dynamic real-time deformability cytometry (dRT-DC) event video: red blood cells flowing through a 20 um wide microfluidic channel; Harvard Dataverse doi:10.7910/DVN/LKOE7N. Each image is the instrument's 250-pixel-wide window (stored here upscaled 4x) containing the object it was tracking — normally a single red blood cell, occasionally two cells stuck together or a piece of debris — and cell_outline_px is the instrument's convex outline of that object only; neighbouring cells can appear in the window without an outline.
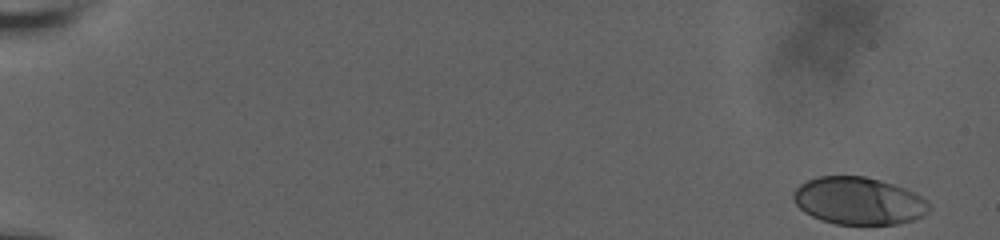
{"species": "human", "species_latin": "Homo sapiens", "temperature_condition": "room temperature", "stored_images_in_passage": 53, "camera_frame_rate_fps": 3000, "um_per_image_px": 0.085, "donor": {"sex": "male"}, "frame": {"image": 1, "passage_image": 1, "time_ms": 0.0, "image_size_px": [1000, 240], "cell_outline_px": [[932, 208], [928, 212], [912, 220], [896, 224], [836, 224], [820, 220], [804, 212], [796, 204], [792, 196], [792, 192], [800, 184], [816, 176], [864, 176], [880, 180], [904, 188], [928, 200]], "centroid_in_image_um": [72.96, 17.07], "position_along_channel_um": 12.0, "area_um2": 37.51}}
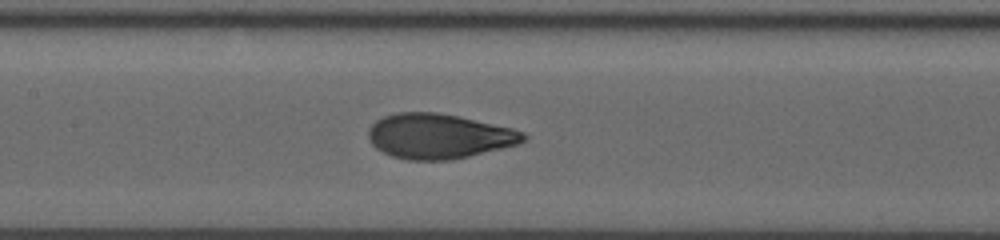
{"frame": {"image": 2, "passage_image": 30, "time_ms": 9.667, "image_size_px": [1000, 240], "cell_outline_px": [[528, 136], [520, 144], [468, 156], [448, 160], [408, 160], [392, 156], [376, 148], [372, 144], [368, 136], [368, 128], [376, 120], [384, 116], [396, 112], [440, 112], [460, 116], [512, 128], [524, 132]], "centroid_in_image_um": [37.3, 11.56], "position_along_channel_um": 170.1, "area_um2": 40.69}}
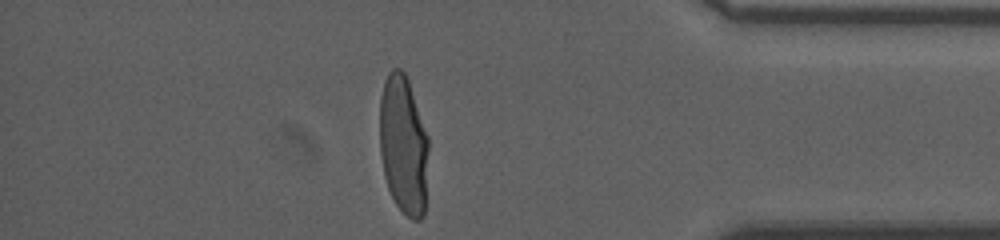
{"frame": {"image": 3, "passage_image": 51, "time_ms": 16.667, "image_size_px": [1000, 240], "cell_outline_px": [[428, 148], [424, 216], [420, 220], [412, 220], [396, 204], [388, 188], [384, 176], [380, 156], [380, 96], [384, 80], [388, 72], [392, 68], [400, 68], [404, 72], [408, 80], [428, 136]], "centroid_in_image_um": [34.28, 12.31], "position_along_channel_um": 400.9, "area_um2": 39.65}, "authors_computed_cell_mechanics": {"area_um2": 39.593, "velocity_mm_per_s": 3.6568, "shape_relaxation_time_tau1_ms": 4.791, "shape_relaxation_time_tau2_ms": null, "deformation_change_tau1": 0.2173, "deformation_change_tau2": null}}